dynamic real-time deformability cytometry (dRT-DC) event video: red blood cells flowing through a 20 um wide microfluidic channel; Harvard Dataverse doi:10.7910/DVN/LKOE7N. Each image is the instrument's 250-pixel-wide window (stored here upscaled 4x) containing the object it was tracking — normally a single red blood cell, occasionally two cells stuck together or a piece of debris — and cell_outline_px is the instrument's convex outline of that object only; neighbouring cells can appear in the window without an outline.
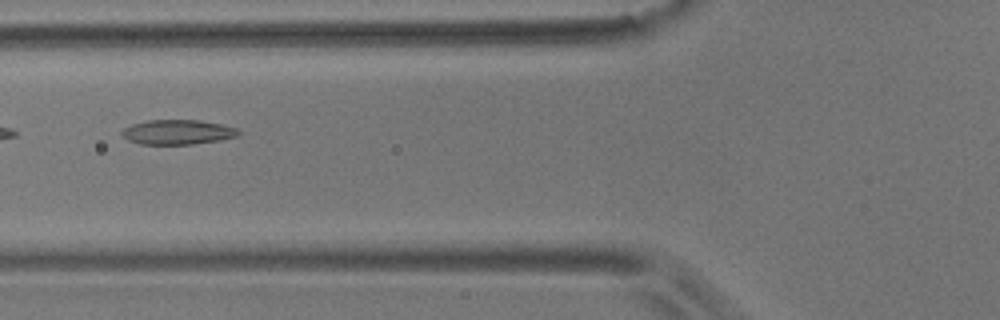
{"species": "common noctule bat (a hibernating species)", "species_latin": "Nyctalus noctula", "temperature_condition": "room temperature", "stored_images_in_passage": 11, "camera_frame_rate_fps": 3000, "um_per_image_px": 0.085, "animal": {"sex": "male", "body_mass_g": 17.9}, "frame": {"image": 1, "passage_image": 2, "time_ms": 0.333, "image_size_px": [1000, 320], "cell_outline_px": [[240, 136], [220, 140], [192, 144], [140, 144], [128, 140], [120, 136], [120, 132], [124, 128], [132, 124], [148, 120], [200, 120], [220, 124], [236, 128], [240, 132]], "centroid_in_image_um": [15.08, 11.23], "position_along_channel_um": 110.7, "area_um2": 16.88}}
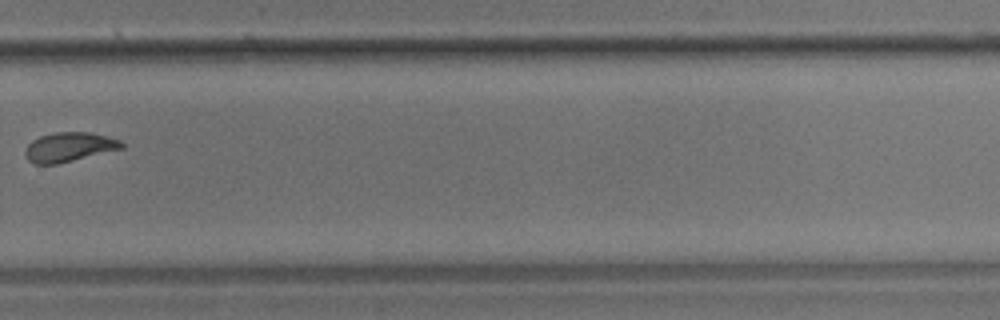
{"frame": {"image": 2, "passage_image": 7, "time_ms": 2.0, "image_size_px": [1000, 320], "cell_outline_px": [[124, 148], [56, 164], [36, 164], [28, 160], [24, 152], [28, 144], [32, 140], [40, 136], [56, 132], [88, 132], [120, 140], [124, 144]], "centroid_in_image_um": [5.86, 12.5], "position_along_channel_um": 323.9, "area_um2": 16.3}}
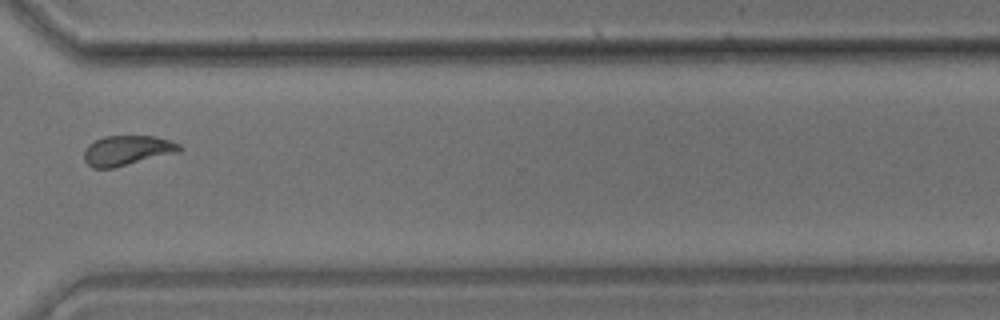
{"frame": {"image": 3, "passage_image": 8, "time_ms": 2.333, "image_size_px": [1000, 320], "cell_outline_px": [[184, 148], [180, 152], [112, 168], [92, 168], [84, 160], [84, 148], [88, 144], [104, 136], [156, 136], [180, 144]], "centroid_in_image_um": [10.81, 12.78], "position_along_channel_um": 359.8, "area_um2": 16.7}}